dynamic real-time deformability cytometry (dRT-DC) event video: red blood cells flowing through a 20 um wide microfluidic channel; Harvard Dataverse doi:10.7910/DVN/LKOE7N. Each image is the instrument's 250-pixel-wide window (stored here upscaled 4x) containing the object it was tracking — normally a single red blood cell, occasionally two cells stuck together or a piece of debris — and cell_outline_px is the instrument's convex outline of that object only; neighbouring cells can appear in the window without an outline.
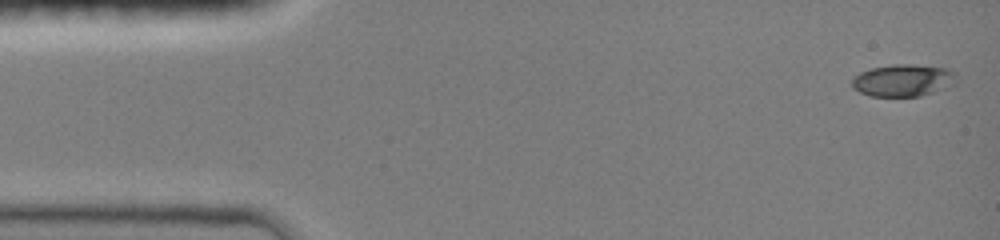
{"species": "common noctule bat (a hibernating species)", "species_latin": "Nyctalus noctula", "temperature_condition": "room temperature", "stored_images_in_passage": 31, "camera_frame_rate_fps": 3000, "um_per_image_px": 0.085, "animal": {"sex": "female", "body_mass_g": 19.0, "forearm_length_mm": 51.5}, "frame": {"image": 1, "passage_image": 1, "time_ms": 0.0, "image_size_px": [1000, 240], "cell_outline_px": [[956, 84], [920, 96], [872, 96], [860, 92], [852, 88], [852, 76], [860, 72], [872, 68], [892, 64], [912, 64], [948, 68], [956, 72]], "centroid_in_image_um": [76.77, 6.82], "position_along_channel_um": 8.2, "area_um2": 19.71}}
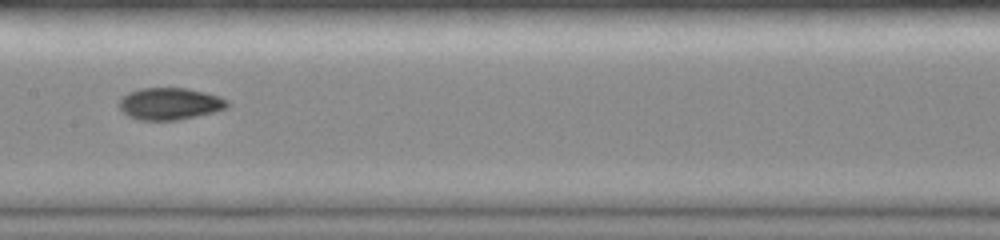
{"frame": {"image": 2, "passage_image": 16, "time_ms": 7.333, "image_size_px": [1000, 240], "cell_outline_px": [[232, 104], [228, 108], [196, 116], [176, 120], [140, 120], [128, 116], [120, 108], [120, 100], [128, 92], [140, 88], [188, 88], [204, 92], [228, 100]], "centroid_in_image_um": [14.46, 8.81], "position_along_channel_um": 192.9, "area_um2": 20.06}}
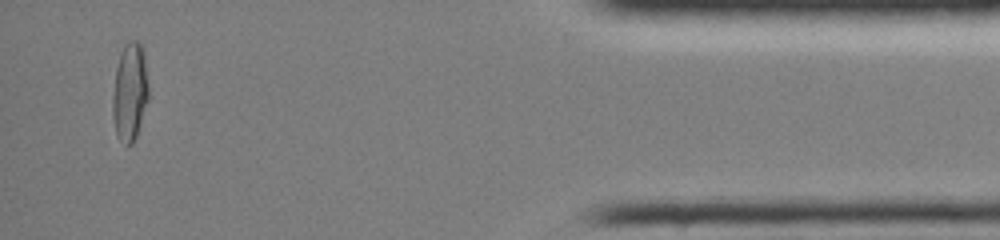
{"frame": {"image": 3, "passage_image": 30, "time_ms": 14.333, "image_size_px": [1000, 240], "cell_outline_px": [[148, 100], [136, 136], [132, 144], [128, 144], [120, 140], [116, 136], [112, 116], [112, 96], [116, 68], [120, 52], [124, 44], [128, 40], [140, 40], [144, 48], [148, 84]], "centroid_in_image_um": [11.03, 7.75], "position_along_channel_um": 424.2, "area_um2": 20.92}, "authors_computed_cell_mechanics": {"area_um2": 19.4786, "velocity_mm_per_s": 4.0951, "shape_relaxation_time_tau1_ms": null, "shape_relaxation_time_tau2_ms": 1.556, "deformation_change_tau1": null, "deformation_change_tau2": 0.0446}}